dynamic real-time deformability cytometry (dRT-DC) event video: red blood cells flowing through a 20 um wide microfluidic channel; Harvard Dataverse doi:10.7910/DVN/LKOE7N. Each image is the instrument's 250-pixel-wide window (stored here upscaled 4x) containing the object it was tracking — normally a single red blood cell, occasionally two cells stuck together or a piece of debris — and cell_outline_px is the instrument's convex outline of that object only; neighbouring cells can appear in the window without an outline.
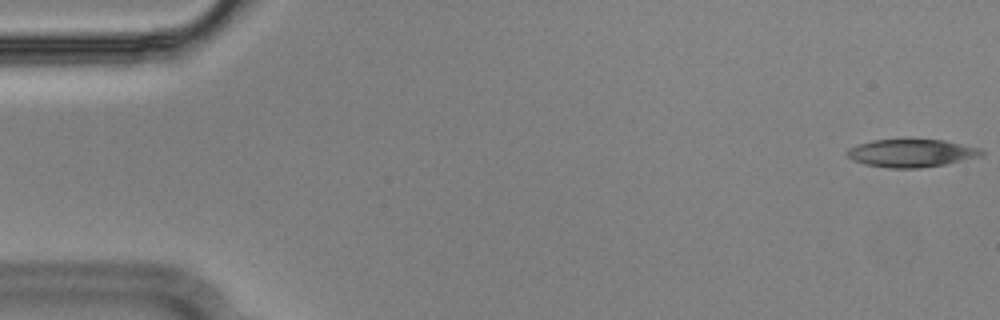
{"species": "Egyptian fruit bat (a non-hibernating species)", "species_latin": "Rousettus aegyptiacus", "temperature_condition": "cold", "stored_images_in_passage": 55, "camera_frame_rate_fps": 3000, "um_per_image_px": 0.085, "animal": {"sex": "male"}, "frame": {"image": 1, "passage_image": 1, "time_ms": 0.0, "image_size_px": [1000, 320], "cell_outline_px": [[984, 152], [980, 156], [944, 164], [920, 168], [888, 168], [864, 164], [852, 160], [848, 156], [848, 148], [872, 140], [944, 140], [980, 148]], "centroid_in_image_um": [77.46, 13.02], "position_along_channel_um": 7.5, "area_um2": 21.5}}
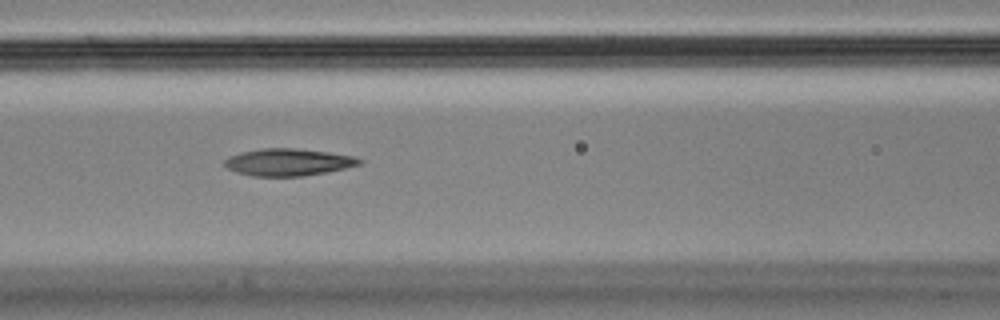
{"frame": {"image": 2, "passage_image": 23, "time_ms": 7.333, "image_size_px": [1000, 320], "cell_outline_px": [[364, 160], [360, 164], [344, 168], [324, 172], [300, 176], [252, 176], [236, 172], [228, 168], [224, 164], [224, 160], [228, 156], [260, 148], [292, 148], [328, 152], [352, 156]], "centroid_in_image_um": [24.46, 13.78], "position_along_channel_um": 142.1, "area_um2": 21.04}}
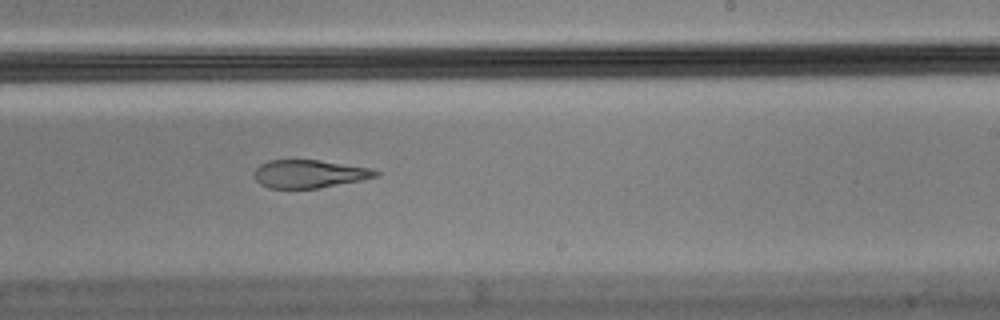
{"frame": {"image": 3, "passage_image": 33, "time_ms": 10.667, "image_size_px": [1000, 320], "cell_outline_px": [[380, 172], [376, 176], [360, 180], [320, 188], [268, 188], [260, 184], [256, 180], [252, 172], [260, 164], [268, 160], [320, 160], [372, 168]], "centroid_in_image_um": [26.25, 14.77], "position_along_channel_um": 262.7, "area_um2": 19.88}, "authors_computed_cell_mechanics": {"area_um2": 22.0796, "velocity_mm_per_s": 3.6276, "shape_relaxation_time_tau1_ms": null, "shape_relaxation_time_tau2_ms": 3.6388, "deformation_change_tau1": null, "deformation_change_tau2": 0.1323}}